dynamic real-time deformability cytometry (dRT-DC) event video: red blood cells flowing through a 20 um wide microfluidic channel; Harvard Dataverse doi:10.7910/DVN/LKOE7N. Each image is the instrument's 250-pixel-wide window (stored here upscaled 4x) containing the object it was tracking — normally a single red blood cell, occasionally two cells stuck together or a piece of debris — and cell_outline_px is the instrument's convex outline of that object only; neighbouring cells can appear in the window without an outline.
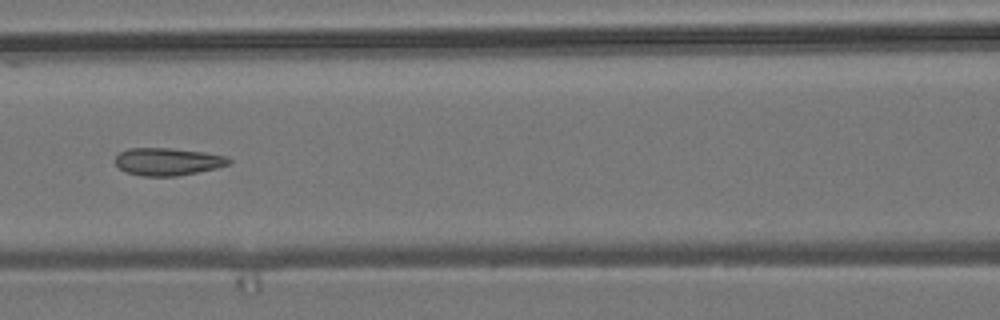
{"species": "common noctule bat (a hibernating species)", "species_latin": "Nyctalus noctula", "temperature_condition": "room temperature", "stored_images_in_passage": 7, "camera_frame_rate_fps": 3000, "um_per_image_px": 0.085, "animal": {"sex": "male", "body_mass_g": 19.2, "forearm_length_mm": 51.8}, "frame": {"image": 1, "passage_image": 7, "time_ms": 2.0, "image_size_px": [1000, 320], "cell_outline_px": [[232, 160], [228, 164], [216, 168], [176, 176], [144, 176], [128, 172], [120, 168], [116, 164], [116, 156], [120, 152], [128, 148], [172, 148], [204, 152], [228, 156]], "centroid_in_image_um": [14.28, 13.72], "position_along_channel_um": 152.3, "area_um2": 18.09}}